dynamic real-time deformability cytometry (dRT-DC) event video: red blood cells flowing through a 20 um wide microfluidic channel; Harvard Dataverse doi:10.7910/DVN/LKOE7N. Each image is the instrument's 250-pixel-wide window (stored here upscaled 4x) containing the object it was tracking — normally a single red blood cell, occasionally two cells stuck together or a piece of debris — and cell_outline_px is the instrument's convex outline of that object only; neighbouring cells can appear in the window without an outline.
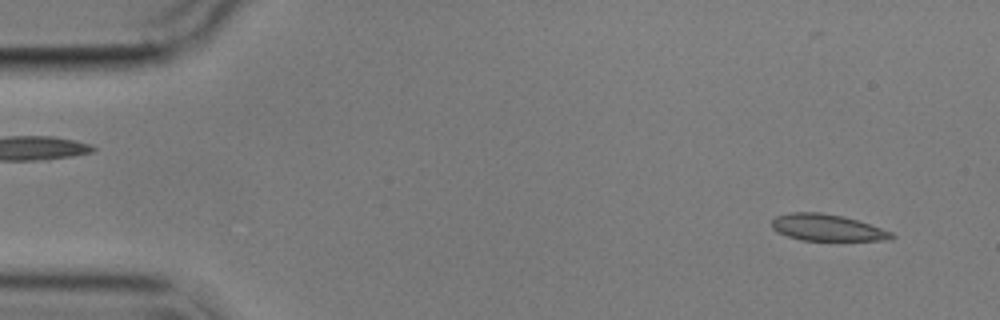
{"species": "common noctule bat (a hibernating species)", "species_latin": "Nyctalus noctula", "temperature_condition": "cold", "stored_images_in_passage": 4, "segment_of_instrument_passage": [2, 2], "camera_frame_rate_fps": 3000, "um_per_image_px": 0.085, "animal": {"sex": "male", "body_mass_g": 17.9}, "frame": {"image": 1, "passage_image": 4, "time_ms": 3.667, "image_size_px": [1000, 320], "cell_outline_px": [[896, 236], [892, 240], [800, 240], [776, 232], [772, 228], [772, 220], [776, 216], [792, 212], [820, 212], [844, 216], [892, 232]], "centroid_in_image_um": [70.29, 19.35], "position_along_channel_um": 14.7, "area_um2": 18.5}}